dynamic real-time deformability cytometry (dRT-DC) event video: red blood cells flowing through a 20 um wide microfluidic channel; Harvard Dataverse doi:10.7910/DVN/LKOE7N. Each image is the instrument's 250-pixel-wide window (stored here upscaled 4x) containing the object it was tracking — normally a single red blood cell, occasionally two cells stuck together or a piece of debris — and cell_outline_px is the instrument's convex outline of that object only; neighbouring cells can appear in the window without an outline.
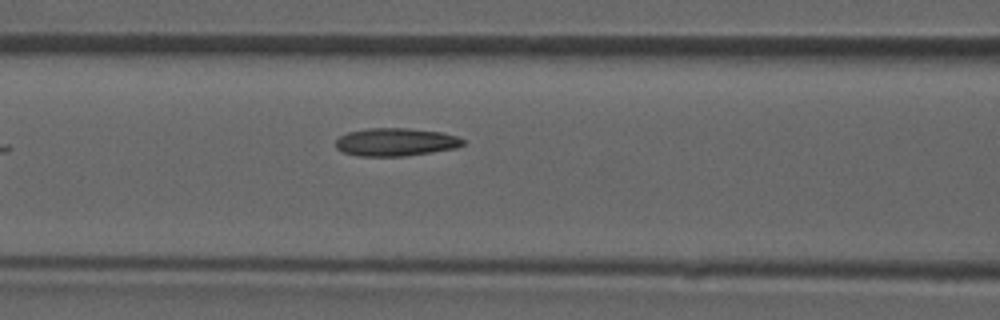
{"species": "common noctule bat (a hibernating species)", "species_latin": "Nyctalus noctula", "temperature_condition": "room temperature", "stored_images_in_passage": 27, "camera_frame_rate_fps": 3000, "um_per_image_px": 0.085, "animal": {"sex": "male", "forearm_length_mm": 52.5}, "frame": {"image": 1, "passage_image": 5, "time_ms": 1.333, "image_size_px": [1000, 320], "cell_outline_px": [[464, 144], [456, 148], [432, 152], [404, 156], [360, 156], [344, 152], [336, 148], [336, 140], [340, 136], [348, 132], [368, 128], [408, 128], [440, 132], [456, 136], [464, 140]], "centroid_in_image_um": [33.63, 12.07], "position_along_channel_um": 133.0, "area_um2": 20.63}}